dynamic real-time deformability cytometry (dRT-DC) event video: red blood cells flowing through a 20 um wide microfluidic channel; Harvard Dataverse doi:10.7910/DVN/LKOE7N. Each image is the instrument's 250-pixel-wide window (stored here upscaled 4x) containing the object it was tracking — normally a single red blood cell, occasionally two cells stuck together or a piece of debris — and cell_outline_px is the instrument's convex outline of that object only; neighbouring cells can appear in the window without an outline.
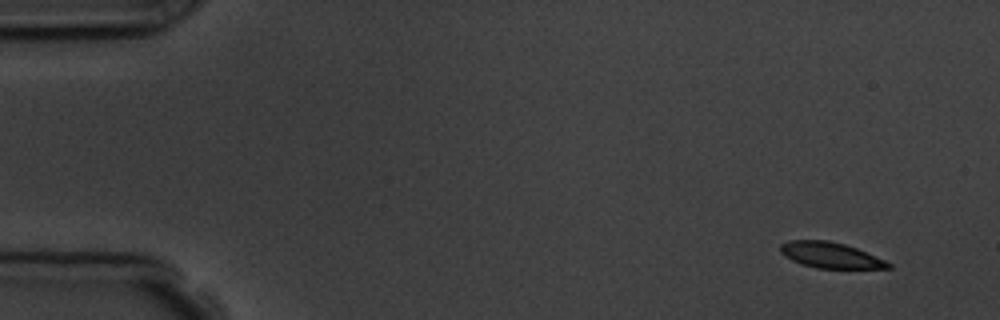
{"species": "common noctule bat (a hibernating species)", "species_latin": "Nyctalus noctula", "temperature_condition": "room temperature", "stored_images_in_passage": 8, "camera_frame_rate_fps": 3000, "um_per_image_px": 0.085, "animal": {"sex": "male", "body_mass_g": 19.5, "forearm_length_mm": 54.6}, "frame": {"image": 1, "passage_image": 1, "time_ms": 0.0, "image_size_px": [1000, 320], "cell_outline_px": [[892, 268], [816, 268], [792, 260], [784, 256], [780, 252], [780, 244], [788, 240], [828, 240], [844, 244], [856, 248], [884, 260], [892, 264]], "centroid_in_image_um": [70.55, 21.68], "position_along_channel_um": 14.4, "area_um2": 16.01}}
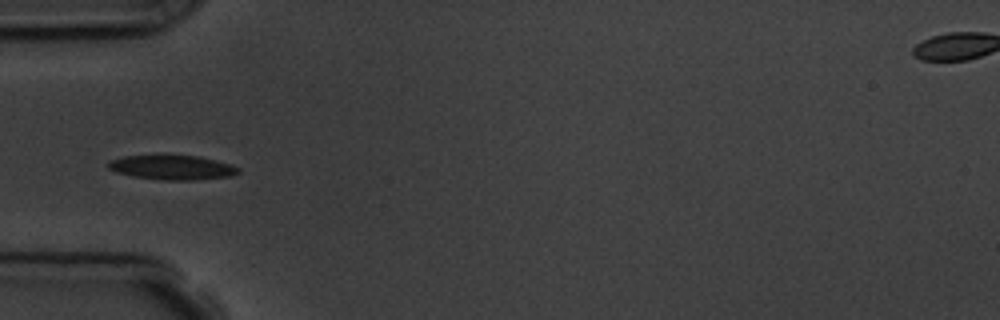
{"frame": {"image": 2, "passage_image": 5, "time_ms": 4.667, "image_size_px": [1000, 320], "cell_outline_px": [[240, 172], [232, 176], [196, 180], [164, 180], [132, 176], [116, 172], [108, 168], [104, 164], [108, 160], [124, 156], [196, 156], [232, 164], [240, 168]], "centroid_in_image_um": [14.62, 14.24], "position_along_channel_um": 70.4, "area_um2": 18.55}}